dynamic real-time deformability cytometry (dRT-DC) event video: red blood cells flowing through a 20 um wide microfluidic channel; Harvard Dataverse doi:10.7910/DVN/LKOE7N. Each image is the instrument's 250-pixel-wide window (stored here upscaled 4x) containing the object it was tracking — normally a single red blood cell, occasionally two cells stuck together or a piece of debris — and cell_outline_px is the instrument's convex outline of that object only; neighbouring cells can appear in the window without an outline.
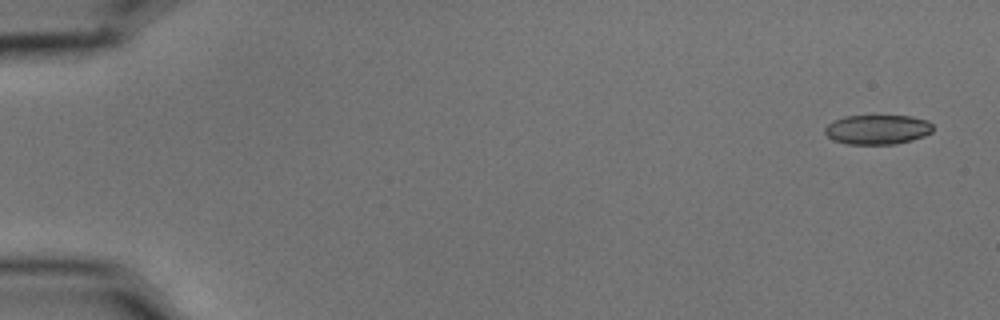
{"species": "common noctule bat (a hibernating species)", "species_latin": "Nyctalus noctula", "temperature_condition": "cold", "stored_images_in_passage": 4, "camera_frame_rate_fps": 3000, "um_per_image_px": 0.085, "animal": {"sex": "male", "body_mass_g": 15.6}, "frame": {"image": 1, "passage_image": 1, "time_ms": 0.0, "image_size_px": [1000, 320], "cell_outline_px": [[932, 132], [924, 136], [912, 140], [892, 144], [848, 144], [832, 140], [824, 132], [824, 128], [828, 124], [844, 116], [912, 116], [928, 120], [932, 124]], "centroid_in_image_um": [74.59, 11.01], "position_along_channel_um": 10.4, "area_um2": 18.61}}